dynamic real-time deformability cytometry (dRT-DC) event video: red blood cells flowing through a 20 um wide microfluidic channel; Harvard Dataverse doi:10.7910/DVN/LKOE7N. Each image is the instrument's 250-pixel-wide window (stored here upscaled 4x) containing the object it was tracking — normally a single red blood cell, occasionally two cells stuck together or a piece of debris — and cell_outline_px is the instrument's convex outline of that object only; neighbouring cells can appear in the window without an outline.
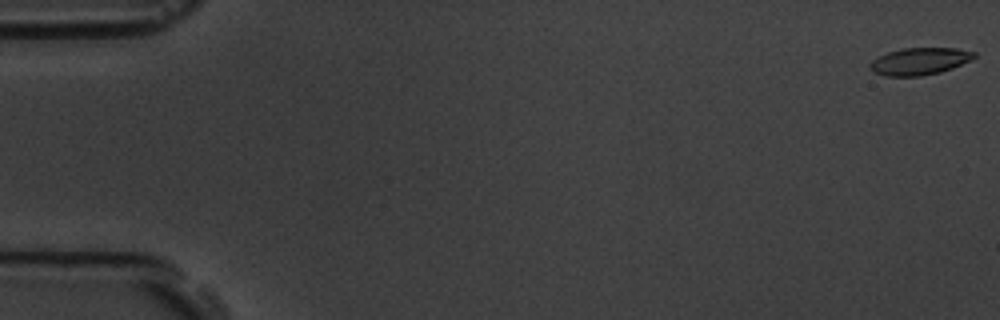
{"species": "common noctule bat (a hibernating species)", "species_latin": "Nyctalus noctula", "temperature_condition": "room temperature", "stored_images_in_passage": 7, "camera_frame_rate_fps": 3000, "um_per_image_px": 0.085, "animal": {"sex": "male", "body_mass_g": 19.5, "forearm_length_mm": 54.6}, "frame": {"image": 1, "passage_image": 1, "time_ms": 0.0, "image_size_px": [1000, 320], "cell_outline_px": [[976, 56], [952, 68], [940, 72], [920, 76], [884, 76], [872, 72], [868, 68], [868, 64], [872, 60], [888, 52], [904, 48], [956, 48], [976, 52]], "centroid_in_image_um": [78.11, 5.21], "position_along_channel_um": 6.9, "area_um2": 16.42}}
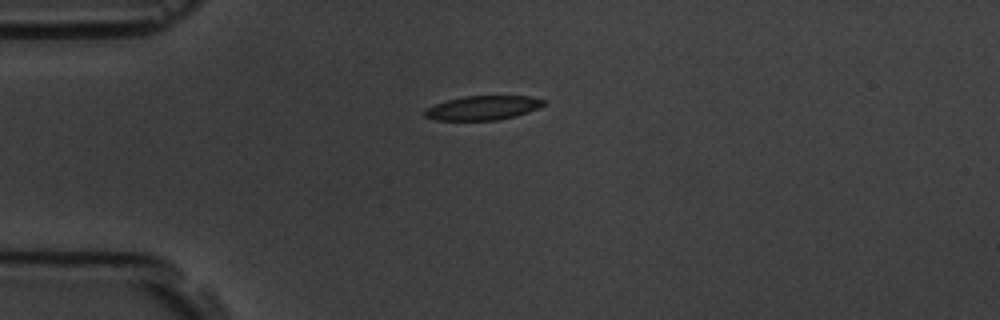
{"frame": {"image": 2, "passage_image": 5, "time_ms": 4.667, "image_size_px": [1000, 320], "cell_outline_px": [[544, 104], [528, 112], [516, 116], [496, 120], [436, 120], [424, 116], [424, 108], [448, 100], [464, 96], [528, 96], [544, 100]], "centroid_in_image_um": [41.0, 9.17], "position_along_channel_um": 44.0, "area_um2": 16.59}}
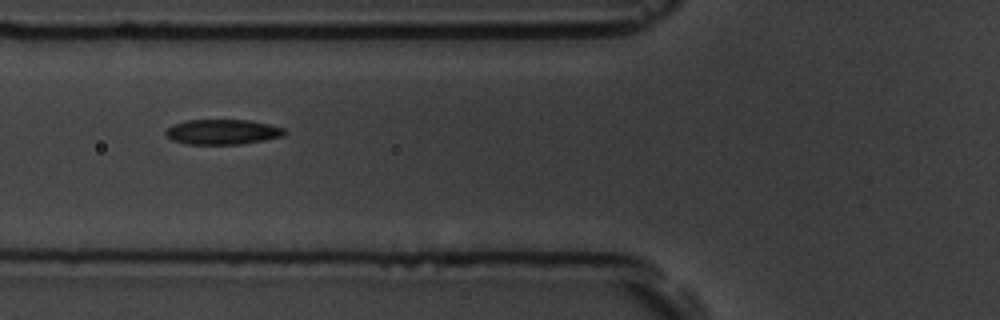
{"frame": {"image": 3, "passage_image": 7, "time_ms": 7.0, "image_size_px": [1000, 320], "cell_outline_px": [[288, 132], [284, 136], [264, 140], [240, 144], [188, 144], [172, 140], [164, 132], [172, 124], [184, 120], [248, 120], [268, 124], [284, 128]], "centroid_in_image_um": [18.92, 11.21], "position_along_channel_um": 106.9, "area_um2": 17.4}}